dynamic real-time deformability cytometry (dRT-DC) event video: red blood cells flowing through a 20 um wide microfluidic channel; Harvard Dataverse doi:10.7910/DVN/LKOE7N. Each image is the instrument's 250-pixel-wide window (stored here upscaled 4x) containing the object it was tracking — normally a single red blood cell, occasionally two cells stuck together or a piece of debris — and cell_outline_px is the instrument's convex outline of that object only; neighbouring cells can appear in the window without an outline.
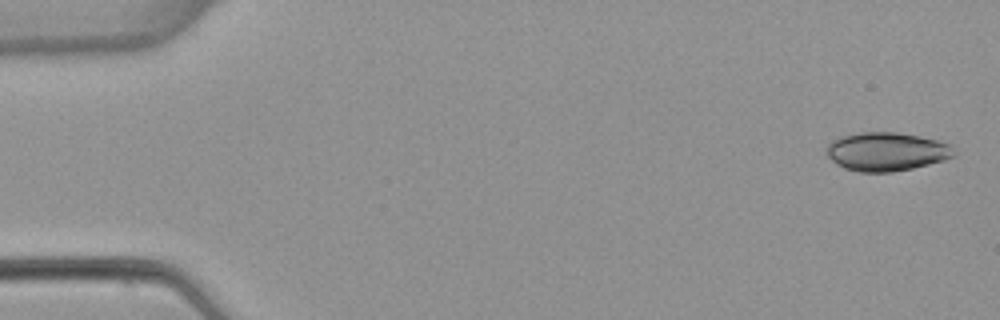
{"species": "common noctule bat (a hibernating species)", "species_latin": "Nyctalus noctula", "temperature_condition": "warm", "stored_images_in_passage": 6, "camera_frame_rate_fps": 3000, "um_per_image_px": 0.085, "animal": {"sex": "female", "body_mass_g": 22.7, "forearm_length_mm": 54.2}, "frame": {"image": 1, "passage_image": 1, "time_ms": 0.0, "image_size_px": [1000, 320], "cell_outline_px": [[956, 156], [944, 160], [912, 168], [892, 172], [860, 172], [844, 168], [836, 164], [828, 156], [828, 144], [832, 140], [844, 136], [860, 132], [896, 132], [920, 136], [952, 144], [956, 152]], "centroid_in_image_um": [75.4, 12.89], "position_along_channel_um": 9.6, "area_um2": 28.67}}
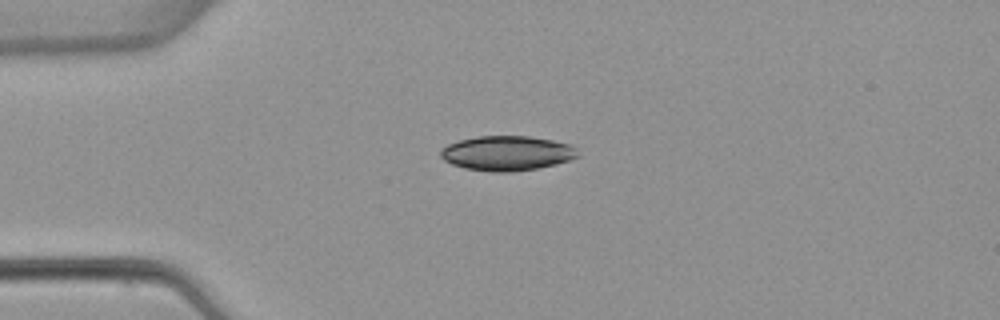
{"frame": {"image": 2, "passage_image": 4, "time_ms": 3.667, "image_size_px": [1000, 320], "cell_outline_px": [[580, 156], [556, 164], [536, 168], [508, 172], [492, 172], [464, 168], [452, 164], [444, 160], [440, 156], [440, 152], [448, 144], [460, 140], [480, 136], [528, 136], [552, 140], [572, 144], [576, 148]], "centroid_in_image_um": [43.12, 13.02], "position_along_channel_um": 41.9, "area_um2": 27.69}}
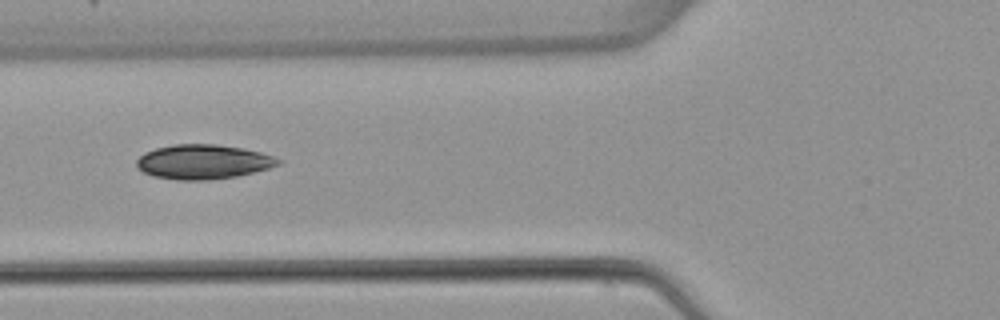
{"frame": {"image": 3, "passage_image": 6, "time_ms": 6.0, "image_size_px": [1000, 320], "cell_outline_px": [[284, 160], [280, 164], [268, 168], [236, 176], [208, 180], [180, 180], [152, 176], [136, 168], [136, 160], [144, 152], [156, 148], [172, 144], [216, 144], [244, 148], [260, 152]], "centroid_in_image_um": [17.25, 13.75], "position_along_channel_um": 108.6, "area_um2": 28.55}}